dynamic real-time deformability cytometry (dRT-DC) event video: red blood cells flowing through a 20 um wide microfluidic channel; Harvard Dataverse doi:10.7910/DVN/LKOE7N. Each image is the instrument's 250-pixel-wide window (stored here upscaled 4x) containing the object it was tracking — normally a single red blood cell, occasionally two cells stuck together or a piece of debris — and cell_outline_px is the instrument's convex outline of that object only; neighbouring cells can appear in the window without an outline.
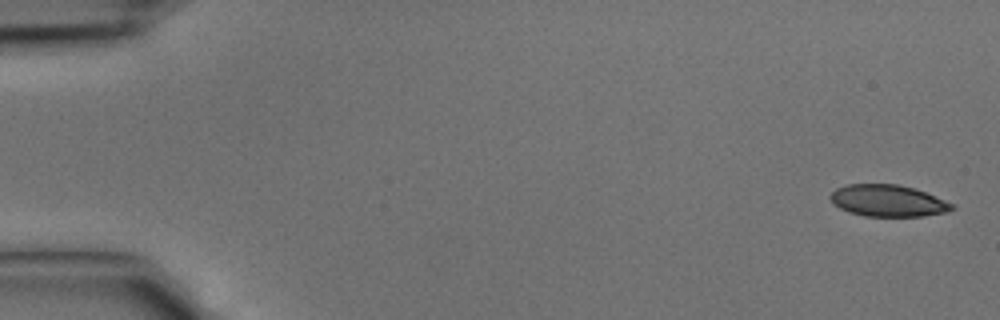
{"species": "common noctule bat (a hibernating species)", "species_latin": "Nyctalus noctula", "temperature_condition": "cold", "stored_images_in_passage": 13, "camera_frame_rate_fps": 3000, "um_per_image_px": 0.085, "animal": {"sex": "male", "body_mass_g": 15.6}, "frame": {"image": 1, "passage_image": 1, "time_ms": 0.0, "image_size_px": [1000, 320], "cell_outline_px": [[956, 208], [948, 212], [924, 216], [864, 216], [848, 212], [832, 204], [828, 196], [836, 188], [848, 184], [896, 184], [916, 188], [956, 204]], "centroid_in_image_um": [75.5, 17.06], "position_along_channel_um": 9.5, "area_um2": 22.89}}
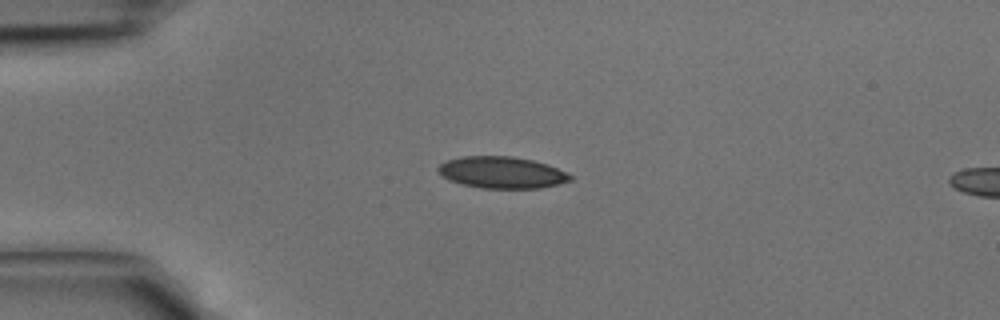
{"frame": {"image": 2, "passage_image": 10, "time_ms": 3.0, "image_size_px": [1000, 320], "cell_outline_px": [[572, 180], [540, 188], [480, 188], [460, 184], [448, 180], [436, 168], [444, 160], [460, 156], [512, 156], [532, 160], [548, 164], [572, 176]], "centroid_in_image_um": [42.6, 14.65], "position_along_channel_um": 42.4, "area_um2": 24.39}}